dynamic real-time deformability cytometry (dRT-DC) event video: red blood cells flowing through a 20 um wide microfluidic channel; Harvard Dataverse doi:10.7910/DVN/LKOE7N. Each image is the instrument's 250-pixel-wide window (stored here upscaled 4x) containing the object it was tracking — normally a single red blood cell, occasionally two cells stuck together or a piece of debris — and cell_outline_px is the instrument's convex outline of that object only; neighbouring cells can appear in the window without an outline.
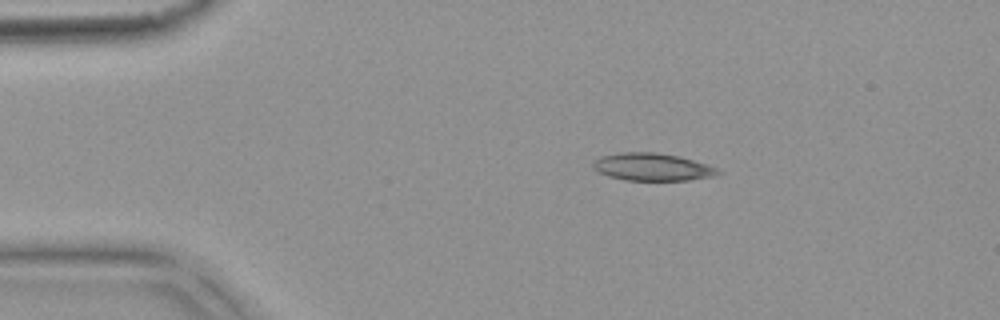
{"species": "common noctule bat (a hibernating species)", "species_latin": "Nyctalus noctula", "temperature_condition": "warm", "stored_images_in_passage": 4, "camera_frame_rate_fps": 3000, "um_per_image_px": 0.085, "animal": {"sex": "female", "body_mass_g": 18.4}, "frame": {"image": 1, "passage_image": 2, "time_ms": 0.333, "image_size_px": [1000, 320], "cell_outline_px": [[724, 172], [716, 176], [688, 180], [624, 180], [608, 176], [596, 172], [592, 168], [592, 164], [600, 156], [620, 152], [656, 152], [680, 156], [708, 164]], "centroid_in_image_um": [55.45, 14.19], "position_along_channel_um": 29.5, "area_um2": 20.35}}
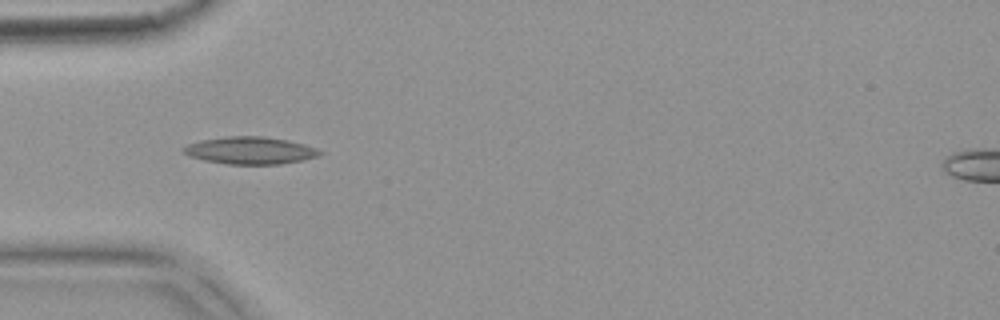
{"frame": {"image": 2, "passage_image": 4, "time_ms": 1.0, "image_size_px": [1000, 320], "cell_outline_px": [[324, 152], [320, 156], [304, 160], [280, 164], [224, 164], [204, 160], [188, 156], [180, 148], [188, 144], [200, 140], [224, 136], [264, 136], [288, 140], [304, 144], [316, 148]], "centroid_in_image_um": [21.26, 12.79], "position_along_channel_um": 63.7, "area_um2": 21.96}}